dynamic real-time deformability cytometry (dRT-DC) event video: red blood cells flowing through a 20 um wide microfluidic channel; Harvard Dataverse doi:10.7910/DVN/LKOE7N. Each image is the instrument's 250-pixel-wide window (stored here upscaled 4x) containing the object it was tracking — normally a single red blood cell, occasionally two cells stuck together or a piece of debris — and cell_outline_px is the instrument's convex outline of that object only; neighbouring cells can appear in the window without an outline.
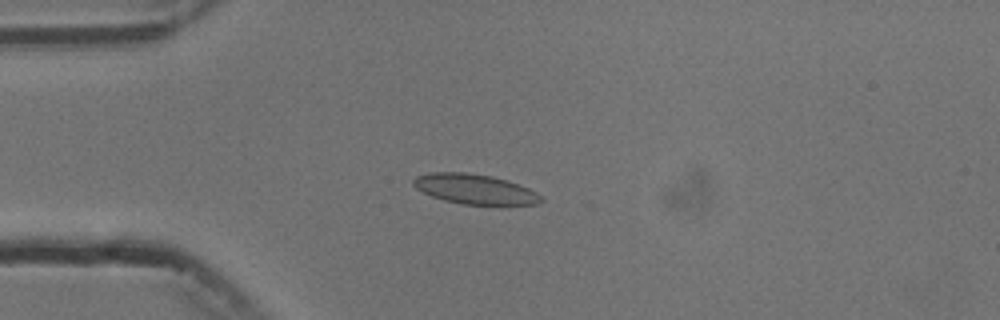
{"species": "common noctule bat (a hibernating species)", "species_latin": "Nyctalus noctula", "temperature_condition": "cold", "stored_images_in_passage": 4, "camera_frame_rate_fps": 3000, "um_per_image_px": 0.085, "animal": {"sex": "male", "body_mass_g": 13.3}, "frame": {"image": 1, "passage_image": 2, "time_ms": 2.333, "image_size_px": [1000, 320], "cell_outline_px": [[544, 200], [536, 204], [504, 208], [464, 204], [444, 200], [432, 196], [416, 188], [412, 184], [412, 180], [416, 176], [428, 172], [464, 172], [492, 176], [528, 188], [544, 196]], "centroid_in_image_um": [40.43, 16.13], "position_along_channel_um": 44.6, "area_um2": 23.06}}
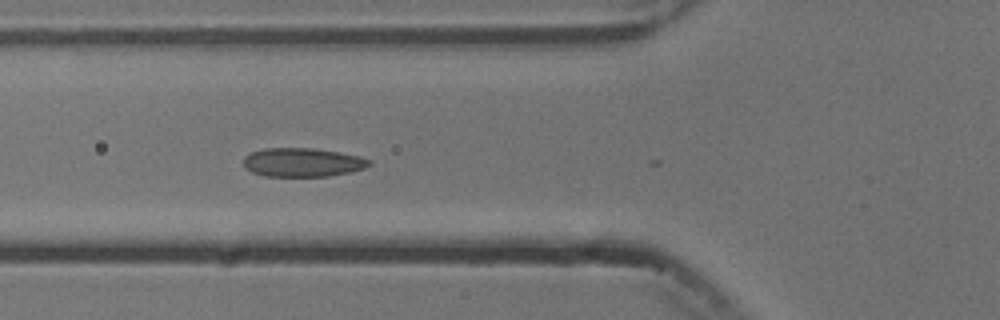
{"frame": {"image": 2, "passage_image": 4, "time_ms": 4.333, "image_size_px": [1000, 320], "cell_outline_px": [[372, 164], [364, 168], [352, 172], [328, 176], [264, 176], [252, 172], [244, 168], [244, 156], [252, 152], [264, 148], [312, 148], [340, 152], [360, 156], [372, 160]], "centroid_in_image_um": [25.74, 13.8], "position_along_channel_um": 100.1, "area_um2": 21.27}}